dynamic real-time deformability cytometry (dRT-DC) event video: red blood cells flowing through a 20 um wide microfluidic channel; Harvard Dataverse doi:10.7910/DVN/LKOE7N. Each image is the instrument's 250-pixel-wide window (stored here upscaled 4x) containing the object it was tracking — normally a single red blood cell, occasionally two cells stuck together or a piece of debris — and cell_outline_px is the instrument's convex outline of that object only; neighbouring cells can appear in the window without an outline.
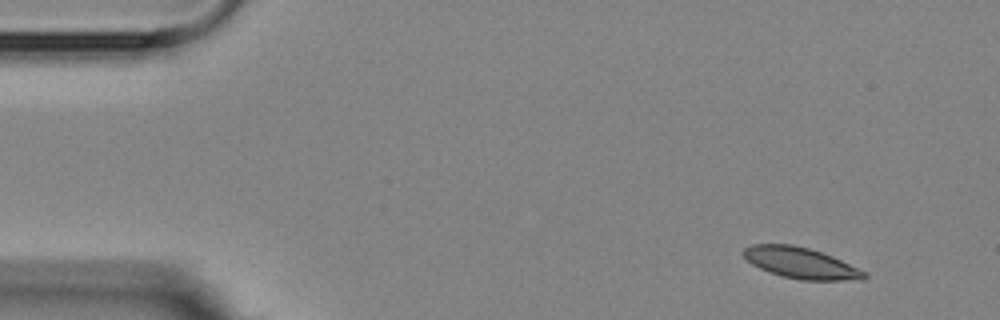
{"species": "Egyptian fruit bat (a non-hibernating species)", "species_latin": "Rousettus aegyptiacus", "temperature_condition": "room temperature", "stored_images_in_passage": 5, "segment_of_instrument_passage": [2, 2], "camera_frame_rate_fps": 3000, "um_per_image_px": 0.085, "animal": {"sex": "female"}, "frame": {"image": 1, "passage_image": 5, "time_ms": 5.0, "image_size_px": [1000, 320], "cell_outline_px": [[868, 276], [864, 280], [800, 280], [780, 276], [760, 268], [752, 264], [740, 252], [744, 248], [752, 244], [792, 244], [808, 248], [832, 256], [868, 272]], "centroid_in_image_um": [68.09, 22.36], "position_along_channel_um": 16.9, "area_um2": 21.96}}